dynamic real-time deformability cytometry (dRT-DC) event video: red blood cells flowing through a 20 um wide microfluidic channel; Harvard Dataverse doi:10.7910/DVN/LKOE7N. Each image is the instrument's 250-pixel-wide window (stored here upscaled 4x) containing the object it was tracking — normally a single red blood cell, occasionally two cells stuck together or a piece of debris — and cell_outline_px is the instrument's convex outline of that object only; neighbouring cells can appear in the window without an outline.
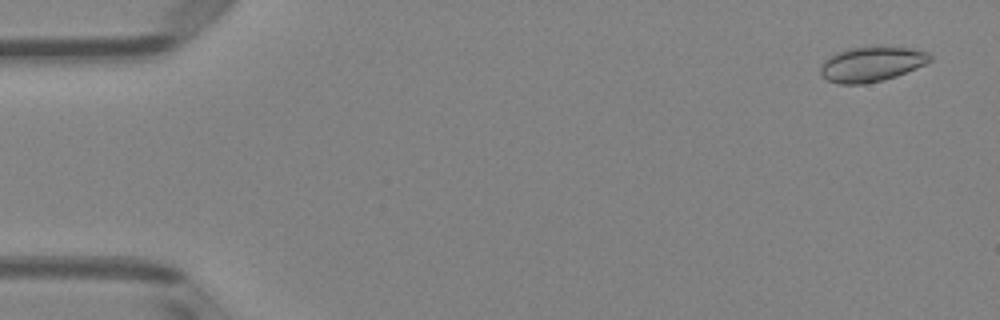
{"species": "Egyptian fruit bat (a non-hibernating species)", "species_latin": "Rousettus aegyptiacus", "temperature_condition": "room temperature", "stored_images_in_passage": 51, "camera_frame_rate_fps": 3000, "um_per_image_px": 0.085, "animal": {"sex": "female"}, "frame": {"image": 1, "passage_image": 3, "time_ms": 0.667, "image_size_px": [1000, 320], "cell_outline_px": [[932, 60], [916, 68], [896, 76], [864, 84], [840, 84], [828, 80], [820, 76], [820, 64], [824, 60], [836, 52], [848, 48], [908, 48], [928, 52], [932, 56]], "centroid_in_image_um": [74.03, 5.47], "position_along_channel_um": 11.0, "area_um2": 21.91}}
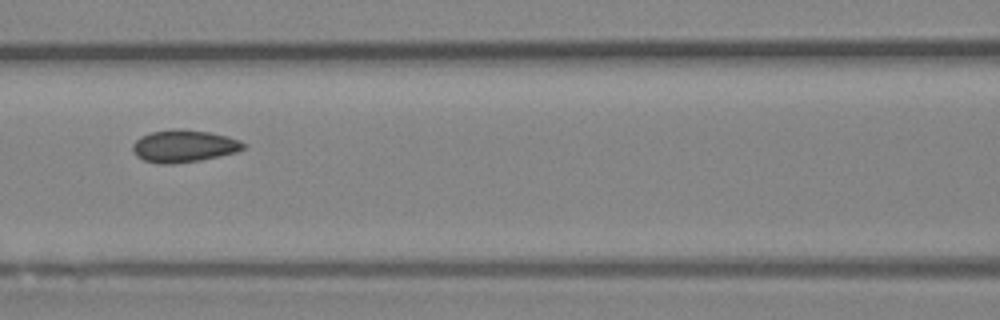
{"frame": {"image": 2, "passage_image": 23, "time_ms": 7.333, "image_size_px": [1000, 320], "cell_outline_px": [[244, 148], [236, 152], [200, 160], [172, 164], [160, 164], [144, 160], [136, 156], [132, 148], [132, 144], [140, 136], [152, 132], [172, 128], [176, 128], [208, 132], [228, 136], [240, 140], [244, 144]], "centroid_in_image_um": [15.6, 12.41], "position_along_channel_um": 151.0, "area_um2": 20.81}}
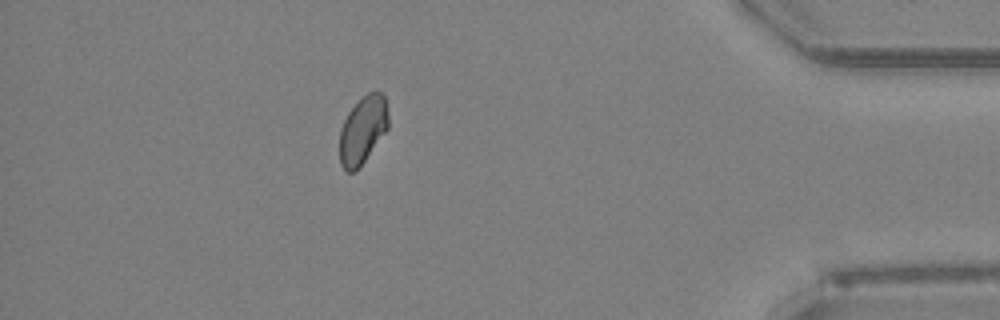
{"frame": {"image": 3, "passage_image": 45, "time_ms": 14.667, "image_size_px": [1000, 320], "cell_outline_px": [[388, 128], [356, 172], [348, 172], [340, 164], [340, 128], [348, 112], [368, 92], [380, 92], [384, 96], [388, 112]], "centroid_in_image_um": [30.83, 11.07], "position_along_channel_um": 404.4, "area_um2": 18.96}, "authors_computed_cell_mechanics": {"area_um2": 20.3456, "velocity_mm_per_s": 4.0629, "shape_relaxation_time_tau1_ms": null, "shape_relaxation_time_tau2_ms": 1.6873, "deformation_change_tau1": null, "deformation_change_tau2": 0.0264}}